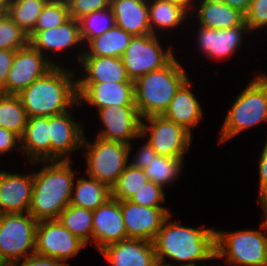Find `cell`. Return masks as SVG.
<instances>
[{
    "label": "cell",
    "instance_id": "cell-1",
    "mask_svg": "<svg viewBox=\"0 0 267 266\" xmlns=\"http://www.w3.org/2000/svg\"><path fill=\"white\" fill-rule=\"evenodd\" d=\"M170 214L165 221L153 244L157 261L173 266H197L208 260L216 259L215 230L183 226L172 222ZM166 257L173 262H166ZM178 265H175V263Z\"/></svg>",
    "mask_w": 267,
    "mask_h": 266
},
{
    "label": "cell",
    "instance_id": "cell-2",
    "mask_svg": "<svg viewBox=\"0 0 267 266\" xmlns=\"http://www.w3.org/2000/svg\"><path fill=\"white\" fill-rule=\"evenodd\" d=\"M40 163L43 168L33 172L29 213L37 221L57 220L60 213L71 203L76 172L72 168L71 160L38 161L30 164Z\"/></svg>",
    "mask_w": 267,
    "mask_h": 266
},
{
    "label": "cell",
    "instance_id": "cell-3",
    "mask_svg": "<svg viewBox=\"0 0 267 266\" xmlns=\"http://www.w3.org/2000/svg\"><path fill=\"white\" fill-rule=\"evenodd\" d=\"M17 96L29 118L63 114L78 106L75 71L54 66Z\"/></svg>",
    "mask_w": 267,
    "mask_h": 266
},
{
    "label": "cell",
    "instance_id": "cell-4",
    "mask_svg": "<svg viewBox=\"0 0 267 266\" xmlns=\"http://www.w3.org/2000/svg\"><path fill=\"white\" fill-rule=\"evenodd\" d=\"M188 78L179 60L174 57L163 68L134 81V104L140 117L163 115L176 91Z\"/></svg>",
    "mask_w": 267,
    "mask_h": 266
},
{
    "label": "cell",
    "instance_id": "cell-5",
    "mask_svg": "<svg viewBox=\"0 0 267 266\" xmlns=\"http://www.w3.org/2000/svg\"><path fill=\"white\" fill-rule=\"evenodd\" d=\"M231 104L220 129L219 143L267 122V75L257 74Z\"/></svg>",
    "mask_w": 267,
    "mask_h": 266
},
{
    "label": "cell",
    "instance_id": "cell-6",
    "mask_svg": "<svg viewBox=\"0 0 267 266\" xmlns=\"http://www.w3.org/2000/svg\"><path fill=\"white\" fill-rule=\"evenodd\" d=\"M260 226L262 230H215L216 259L224 258L230 266H263L267 262V229Z\"/></svg>",
    "mask_w": 267,
    "mask_h": 266
},
{
    "label": "cell",
    "instance_id": "cell-7",
    "mask_svg": "<svg viewBox=\"0 0 267 266\" xmlns=\"http://www.w3.org/2000/svg\"><path fill=\"white\" fill-rule=\"evenodd\" d=\"M86 158V175L112 188L129 164L132 145L95 137L90 143L83 138L82 149Z\"/></svg>",
    "mask_w": 267,
    "mask_h": 266
},
{
    "label": "cell",
    "instance_id": "cell-8",
    "mask_svg": "<svg viewBox=\"0 0 267 266\" xmlns=\"http://www.w3.org/2000/svg\"><path fill=\"white\" fill-rule=\"evenodd\" d=\"M37 225L29 212L0 214V266L35 253Z\"/></svg>",
    "mask_w": 267,
    "mask_h": 266
},
{
    "label": "cell",
    "instance_id": "cell-9",
    "mask_svg": "<svg viewBox=\"0 0 267 266\" xmlns=\"http://www.w3.org/2000/svg\"><path fill=\"white\" fill-rule=\"evenodd\" d=\"M192 134L163 115H152L141 119L140 138L148 137L147 142L157 155L184 158L192 144Z\"/></svg>",
    "mask_w": 267,
    "mask_h": 266
},
{
    "label": "cell",
    "instance_id": "cell-10",
    "mask_svg": "<svg viewBox=\"0 0 267 266\" xmlns=\"http://www.w3.org/2000/svg\"><path fill=\"white\" fill-rule=\"evenodd\" d=\"M158 38L153 34L132 37L121 57L130 80L163 68L175 57L173 49L164 50Z\"/></svg>",
    "mask_w": 267,
    "mask_h": 266
},
{
    "label": "cell",
    "instance_id": "cell-11",
    "mask_svg": "<svg viewBox=\"0 0 267 266\" xmlns=\"http://www.w3.org/2000/svg\"><path fill=\"white\" fill-rule=\"evenodd\" d=\"M85 246L84 242L58 220L38 221L35 239L36 254L53 257L69 266L66 261L80 254Z\"/></svg>",
    "mask_w": 267,
    "mask_h": 266
},
{
    "label": "cell",
    "instance_id": "cell-12",
    "mask_svg": "<svg viewBox=\"0 0 267 266\" xmlns=\"http://www.w3.org/2000/svg\"><path fill=\"white\" fill-rule=\"evenodd\" d=\"M54 65L30 43L16 50L5 89L1 94L18 95L36 79L43 77Z\"/></svg>",
    "mask_w": 267,
    "mask_h": 266
},
{
    "label": "cell",
    "instance_id": "cell-13",
    "mask_svg": "<svg viewBox=\"0 0 267 266\" xmlns=\"http://www.w3.org/2000/svg\"><path fill=\"white\" fill-rule=\"evenodd\" d=\"M98 115L104 128L96 133V137L127 145L135 138L140 139L142 118L136 106L111 105L99 109Z\"/></svg>",
    "mask_w": 267,
    "mask_h": 266
},
{
    "label": "cell",
    "instance_id": "cell-14",
    "mask_svg": "<svg viewBox=\"0 0 267 266\" xmlns=\"http://www.w3.org/2000/svg\"><path fill=\"white\" fill-rule=\"evenodd\" d=\"M127 239L153 242L165 219L171 214L166 207H144L130 200L121 201Z\"/></svg>",
    "mask_w": 267,
    "mask_h": 266
},
{
    "label": "cell",
    "instance_id": "cell-15",
    "mask_svg": "<svg viewBox=\"0 0 267 266\" xmlns=\"http://www.w3.org/2000/svg\"><path fill=\"white\" fill-rule=\"evenodd\" d=\"M78 105L82 102L97 111L111 105L135 106L134 82H77Z\"/></svg>",
    "mask_w": 267,
    "mask_h": 266
},
{
    "label": "cell",
    "instance_id": "cell-16",
    "mask_svg": "<svg viewBox=\"0 0 267 266\" xmlns=\"http://www.w3.org/2000/svg\"><path fill=\"white\" fill-rule=\"evenodd\" d=\"M251 31L245 21L237 26L226 29L198 27L197 46L206 57L215 60L231 57L238 51L243 42L244 34Z\"/></svg>",
    "mask_w": 267,
    "mask_h": 266
},
{
    "label": "cell",
    "instance_id": "cell-17",
    "mask_svg": "<svg viewBox=\"0 0 267 266\" xmlns=\"http://www.w3.org/2000/svg\"><path fill=\"white\" fill-rule=\"evenodd\" d=\"M92 224V244L95 243L99 251L127 239L121 201L113 197L93 211Z\"/></svg>",
    "mask_w": 267,
    "mask_h": 266
},
{
    "label": "cell",
    "instance_id": "cell-18",
    "mask_svg": "<svg viewBox=\"0 0 267 266\" xmlns=\"http://www.w3.org/2000/svg\"><path fill=\"white\" fill-rule=\"evenodd\" d=\"M29 43L43 54L54 66H58L49 53L66 52L72 47L83 44L80 37L79 21L70 17L60 26L41 31H33L29 36ZM48 52V54H47ZM49 55V57L47 56Z\"/></svg>",
    "mask_w": 267,
    "mask_h": 266
},
{
    "label": "cell",
    "instance_id": "cell-19",
    "mask_svg": "<svg viewBox=\"0 0 267 266\" xmlns=\"http://www.w3.org/2000/svg\"><path fill=\"white\" fill-rule=\"evenodd\" d=\"M71 112L72 109L50 116L51 160H71L70 152L82 148L84 127L72 118Z\"/></svg>",
    "mask_w": 267,
    "mask_h": 266
},
{
    "label": "cell",
    "instance_id": "cell-20",
    "mask_svg": "<svg viewBox=\"0 0 267 266\" xmlns=\"http://www.w3.org/2000/svg\"><path fill=\"white\" fill-rule=\"evenodd\" d=\"M34 173L19 174L0 170V214L29 212Z\"/></svg>",
    "mask_w": 267,
    "mask_h": 266
},
{
    "label": "cell",
    "instance_id": "cell-21",
    "mask_svg": "<svg viewBox=\"0 0 267 266\" xmlns=\"http://www.w3.org/2000/svg\"><path fill=\"white\" fill-rule=\"evenodd\" d=\"M112 266H152L156 261L153 242L125 239L99 251Z\"/></svg>",
    "mask_w": 267,
    "mask_h": 266
},
{
    "label": "cell",
    "instance_id": "cell-22",
    "mask_svg": "<svg viewBox=\"0 0 267 266\" xmlns=\"http://www.w3.org/2000/svg\"><path fill=\"white\" fill-rule=\"evenodd\" d=\"M20 148L22 153L26 152L29 163L51 160L50 117L28 118Z\"/></svg>",
    "mask_w": 267,
    "mask_h": 266
},
{
    "label": "cell",
    "instance_id": "cell-23",
    "mask_svg": "<svg viewBox=\"0 0 267 266\" xmlns=\"http://www.w3.org/2000/svg\"><path fill=\"white\" fill-rule=\"evenodd\" d=\"M110 8L116 25L133 36L151 33L148 16V0H110Z\"/></svg>",
    "mask_w": 267,
    "mask_h": 266
},
{
    "label": "cell",
    "instance_id": "cell-24",
    "mask_svg": "<svg viewBox=\"0 0 267 266\" xmlns=\"http://www.w3.org/2000/svg\"><path fill=\"white\" fill-rule=\"evenodd\" d=\"M190 84L188 78L180 86L163 116L192 133V129L199 125L203 117V111L199 100L190 89Z\"/></svg>",
    "mask_w": 267,
    "mask_h": 266
},
{
    "label": "cell",
    "instance_id": "cell-25",
    "mask_svg": "<svg viewBox=\"0 0 267 266\" xmlns=\"http://www.w3.org/2000/svg\"><path fill=\"white\" fill-rule=\"evenodd\" d=\"M79 64L86 75L76 82H134L130 80L122 58L81 56Z\"/></svg>",
    "mask_w": 267,
    "mask_h": 266
},
{
    "label": "cell",
    "instance_id": "cell-26",
    "mask_svg": "<svg viewBox=\"0 0 267 266\" xmlns=\"http://www.w3.org/2000/svg\"><path fill=\"white\" fill-rule=\"evenodd\" d=\"M196 10L198 26L213 29L237 27L244 22V15L221 0H197ZM198 5V6H197ZM200 24V25H199Z\"/></svg>",
    "mask_w": 267,
    "mask_h": 266
},
{
    "label": "cell",
    "instance_id": "cell-27",
    "mask_svg": "<svg viewBox=\"0 0 267 266\" xmlns=\"http://www.w3.org/2000/svg\"><path fill=\"white\" fill-rule=\"evenodd\" d=\"M133 35L115 25L99 37L93 38L84 52L77 55L78 62L81 56H100L121 58L130 44Z\"/></svg>",
    "mask_w": 267,
    "mask_h": 266
},
{
    "label": "cell",
    "instance_id": "cell-28",
    "mask_svg": "<svg viewBox=\"0 0 267 266\" xmlns=\"http://www.w3.org/2000/svg\"><path fill=\"white\" fill-rule=\"evenodd\" d=\"M190 11L166 0H148V16L151 33L157 35L163 29H174L190 18ZM159 30V31H158Z\"/></svg>",
    "mask_w": 267,
    "mask_h": 266
},
{
    "label": "cell",
    "instance_id": "cell-29",
    "mask_svg": "<svg viewBox=\"0 0 267 266\" xmlns=\"http://www.w3.org/2000/svg\"><path fill=\"white\" fill-rule=\"evenodd\" d=\"M112 197L111 188L98 180L79 177L74 180L71 205L94 211Z\"/></svg>",
    "mask_w": 267,
    "mask_h": 266
},
{
    "label": "cell",
    "instance_id": "cell-30",
    "mask_svg": "<svg viewBox=\"0 0 267 266\" xmlns=\"http://www.w3.org/2000/svg\"><path fill=\"white\" fill-rule=\"evenodd\" d=\"M92 217V210L70 204L60 213L57 220L87 245L92 244Z\"/></svg>",
    "mask_w": 267,
    "mask_h": 266
},
{
    "label": "cell",
    "instance_id": "cell-31",
    "mask_svg": "<svg viewBox=\"0 0 267 266\" xmlns=\"http://www.w3.org/2000/svg\"><path fill=\"white\" fill-rule=\"evenodd\" d=\"M28 115L17 95L0 93V127L21 137L28 123Z\"/></svg>",
    "mask_w": 267,
    "mask_h": 266
},
{
    "label": "cell",
    "instance_id": "cell-32",
    "mask_svg": "<svg viewBox=\"0 0 267 266\" xmlns=\"http://www.w3.org/2000/svg\"><path fill=\"white\" fill-rule=\"evenodd\" d=\"M49 0H10L9 17L29 36L35 29L43 7Z\"/></svg>",
    "mask_w": 267,
    "mask_h": 266
},
{
    "label": "cell",
    "instance_id": "cell-33",
    "mask_svg": "<svg viewBox=\"0 0 267 266\" xmlns=\"http://www.w3.org/2000/svg\"><path fill=\"white\" fill-rule=\"evenodd\" d=\"M184 160V158L157 155L143 170L149 181H153L164 188L168 184L174 183L181 176L182 169H184Z\"/></svg>",
    "mask_w": 267,
    "mask_h": 266
},
{
    "label": "cell",
    "instance_id": "cell-34",
    "mask_svg": "<svg viewBox=\"0 0 267 266\" xmlns=\"http://www.w3.org/2000/svg\"><path fill=\"white\" fill-rule=\"evenodd\" d=\"M80 37L83 46L89 43L93 38L99 37L107 30L116 25V20L110 7L84 16L79 20Z\"/></svg>",
    "mask_w": 267,
    "mask_h": 266
},
{
    "label": "cell",
    "instance_id": "cell-35",
    "mask_svg": "<svg viewBox=\"0 0 267 266\" xmlns=\"http://www.w3.org/2000/svg\"><path fill=\"white\" fill-rule=\"evenodd\" d=\"M148 181V176L143 169L128 164L117 183L111 188L112 197L119 201L129 200Z\"/></svg>",
    "mask_w": 267,
    "mask_h": 266
},
{
    "label": "cell",
    "instance_id": "cell-36",
    "mask_svg": "<svg viewBox=\"0 0 267 266\" xmlns=\"http://www.w3.org/2000/svg\"><path fill=\"white\" fill-rule=\"evenodd\" d=\"M69 18L70 13L67 2L49 0L39 15L34 31L60 26Z\"/></svg>",
    "mask_w": 267,
    "mask_h": 266
},
{
    "label": "cell",
    "instance_id": "cell-37",
    "mask_svg": "<svg viewBox=\"0 0 267 266\" xmlns=\"http://www.w3.org/2000/svg\"><path fill=\"white\" fill-rule=\"evenodd\" d=\"M28 43V35L6 13L0 19V49L16 51Z\"/></svg>",
    "mask_w": 267,
    "mask_h": 266
},
{
    "label": "cell",
    "instance_id": "cell-38",
    "mask_svg": "<svg viewBox=\"0 0 267 266\" xmlns=\"http://www.w3.org/2000/svg\"><path fill=\"white\" fill-rule=\"evenodd\" d=\"M163 189V187L155 184L153 181H148L129 200L144 207H164L162 206V203L165 201Z\"/></svg>",
    "mask_w": 267,
    "mask_h": 266
},
{
    "label": "cell",
    "instance_id": "cell-39",
    "mask_svg": "<svg viewBox=\"0 0 267 266\" xmlns=\"http://www.w3.org/2000/svg\"><path fill=\"white\" fill-rule=\"evenodd\" d=\"M244 21L251 33L267 27V0H251L249 9L244 15Z\"/></svg>",
    "mask_w": 267,
    "mask_h": 266
},
{
    "label": "cell",
    "instance_id": "cell-40",
    "mask_svg": "<svg viewBox=\"0 0 267 266\" xmlns=\"http://www.w3.org/2000/svg\"><path fill=\"white\" fill-rule=\"evenodd\" d=\"M67 3L70 17L77 21L94 11L110 7V0H69Z\"/></svg>",
    "mask_w": 267,
    "mask_h": 266
},
{
    "label": "cell",
    "instance_id": "cell-41",
    "mask_svg": "<svg viewBox=\"0 0 267 266\" xmlns=\"http://www.w3.org/2000/svg\"><path fill=\"white\" fill-rule=\"evenodd\" d=\"M9 266H67L61 261L34 253L22 260L12 262Z\"/></svg>",
    "mask_w": 267,
    "mask_h": 266
},
{
    "label": "cell",
    "instance_id": "cell-42",
    "mask_svg": "<svg viewBox=\"0 0 267 266\" xmlns=\"http://www.w3.org/2000/svg\"><path fill=\"white\" fill-rule=\"evenodd\" d=\"M10 150L21 151L20 137L14 132L0 127V156L6 154Z\"/></svg>",
    "mask_w": 267,
    "mask_h": 266
},
{
    "label": "cell",
    "instance_id": "cell-43",
    "mask_svg": "<svg viewBox=\"0 0 267 266\" xmlns=\"http://www.w3.org/2000/svg\"><path fill=\"white\" fill-rule=\"evenodd\" d=\"M136 153L133 155V160H131L129 164L141 169H144L148 165V163H150L152 159L157 156L156 151L148 142L144 143L143 147H141L140 150H138V152Z\"/></svg>",
    "mask_w": 267,
    "mask_h": 266
},
{
    "label": "cell",
    "instance_id": "cell-44",
    "mask_svg": "<svg viewBox=\"0 0 267 266\" xmlns=\"http://www.w3.org/2000/svg\"><path fill=\"white\" fill-rule=\"evenodd\" d=\"M15 52V50L0 49V93L5 89Z\"/></svg>",
    "mask_w": 267,
    "mask_h": 266
},
{
    "label": "cell",
    "instance_id": "cell-45",
    "mask_svg": "<svg viewBox=\"0 0 267 266\" xmlns=\"http://www.w3.org/2000/svg\"><path fill=\"white\" fill-rule=\"evenodd\" d=\"M259 194L263 195L267 193V138L265 145L262 148L259 161Z\"/></svg>",
    "mask_w": 267,
    "mask_h": 266
},
{
    "label": "cell",
    "instance_id": "cell-46",
    "mask_svg": "<svg viewBox=\"0 0 267 266\" xmlns=\"http://www.w3.org/2000/svg\"><path fill=\"white\" fill-rule=\"evenodd\" d=\"M230 7L238 10L243 15H245L249 9L251 0H221Z\"/></svg>",
    "mask_w": 267,
    "mask_h": 266
},
{
    "label": "cell",
    "instance_id": "cell-47",
    "mask_svg": "<svg viewBox=\"0 0 267 266\" xmlns=\"http://www.w3.org/2000/svg\"><path fill=\"white\" fill-rule=\"evenodd\" d=\"M258 202L262 208V213L264 215L265 220H262L261 225H263L267 229V193L263 195H258Z\"/></svg>",
    "mask_w": 267,
    "mask_h": 266
},
{
    "label": "cell",
    "instance_id": "cell-48",
    "mask_svg": "<svg viewBox=\"0 0 267 266\" xmlns=\"http://www.w3.org/2000/svg\"><path fill=\"white\" fill-rule=\"evenodd\" d=\"M166 1L173 2L175 4L183 6L187 8L189 11H191V9L193 8L192 4H196L194 2H197L195 0L194 1L193 0H166Z\"/></svg>",
    "mask_w": 267,
    "mask_h": 266
},
{
    "label": "cell",
    "instance_id": "cell-49",
    "mask_svg": "<svg viewBox=\"0 0 267 266\" xmlns=\"http://www.w3.org/2000/svg\"><path fill=\"white\" fill-rule=\"evenodd\" d=\"M7 13V6L0 2V19Z\"/></svg>",
    "mask_w": 267,
    "mask_h": 266
},
{
    "label": "cell",
    "instance_id": "cell-50",
    "mask_svg": "<svg viewBox=\"0 0 267 266\" xmlns=\"http://www.w3.org/2000/svg\"><path fill=\"white\" fill-rule=\"evenodd\" d=\"M152 266H173V265H170V264H167V263H163V262H160V261H156Z\"/></svg>",
    "mask_w": 267,
    "mask_h": 266
},
{
    "label": "cell",
    "instance_id": "cell-51",
    "mask_svg": "<svg viewBox=\"0 0 267 266\" xmlns=\"http://www.w3.org/2000/svg\"><path fill=\"white\" fill-rule=\"evenodd\" d=\"M10 0H0V2L4 3L6 6L8 5Z\"/></svg>",
    "mask_w": 267,
    "mask_h": 266
},
{
    "label": "cell",
    "instance_id": "cell-52",
    "mask_svg": "<svg viewBox=\"0 0 267 266\" xmlns=\"http://www.w3.org/2000/svg\"><path fill=\"white\" fill-rule=\"evenodd\" d=\"M55 1H64V2H68L69 0H55Z\"/></svg>",
    "mask_w": 267,
    "mask_h": 266
}]
</instances>
